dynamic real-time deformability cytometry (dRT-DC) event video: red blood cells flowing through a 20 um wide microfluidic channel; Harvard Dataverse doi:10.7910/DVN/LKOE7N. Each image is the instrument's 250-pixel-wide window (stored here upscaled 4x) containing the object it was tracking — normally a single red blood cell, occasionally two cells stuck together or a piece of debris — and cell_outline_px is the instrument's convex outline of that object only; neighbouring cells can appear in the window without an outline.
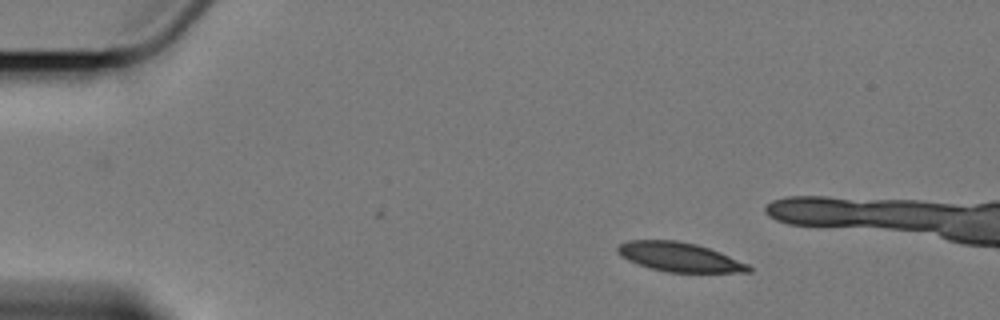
{"species": "Egyptian fruit bat (a non-hibernating species)", "species_latin": "Rousettus aegyptiacus", "temperature_condition": "cold", "stored_images_in_passage": 3, "camera_frame_rate_fps": 3000, "um_per_image_px": 0.085, "animal": {"sex": "female"}, "frame": {"image": 1, "passage_image": 1, "time_ms": 0.0, "image_size_px": [1000, 320], "cell_outline_px": [[752, 272], [668, 272], [648, 268], [628, 260], [616, 252], [616, 248], [620, 244], [628, 240], [676, 240], [696, 244], [720, 252], [748, 264], [752, 268]], "centroid_in_image_um": [57.73, 21.85], "position_along_channel_um": 27.3, "area_um2": 22.25}}